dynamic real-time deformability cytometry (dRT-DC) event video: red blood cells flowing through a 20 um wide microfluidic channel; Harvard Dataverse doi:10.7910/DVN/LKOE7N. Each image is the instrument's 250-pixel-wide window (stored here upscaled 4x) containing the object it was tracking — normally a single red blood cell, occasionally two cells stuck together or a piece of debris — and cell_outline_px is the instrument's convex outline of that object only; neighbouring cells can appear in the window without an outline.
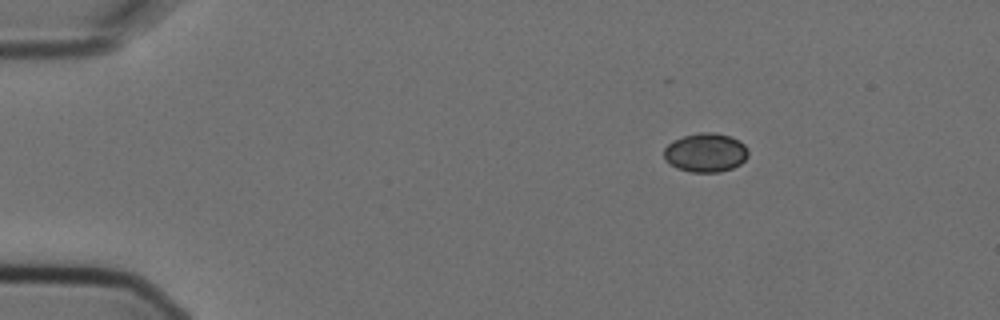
{"species": "Egyptian fruit bat (a non-hibernating species)", "species_latin": "Rousettus aegyptiacus", "temperature_condition": "cold", "stored_images_in_passage": 4, "camera_frame_rate_fps": 3000, "um_per_image_px": 0.085, "animal": {"sex": "female"}, "frame": {"image": 1, "passage_image": 2, "time_ms": 0.333, "image_size_px": [1000, 320], "cell_outline_px": [[748, 156], [740, 164], [732, 168], [720, 172], [692, 172], [676, 168], [664, 160], [664, 148], [672, 140], [684, 136], [700, 132], [716, 132], [732, 136], [740, 140], [748, 148]], "centroid_in_image_um": [59.98, 12.96], "position_along_channel_um": 25.0, "area_um2": 19.42}}